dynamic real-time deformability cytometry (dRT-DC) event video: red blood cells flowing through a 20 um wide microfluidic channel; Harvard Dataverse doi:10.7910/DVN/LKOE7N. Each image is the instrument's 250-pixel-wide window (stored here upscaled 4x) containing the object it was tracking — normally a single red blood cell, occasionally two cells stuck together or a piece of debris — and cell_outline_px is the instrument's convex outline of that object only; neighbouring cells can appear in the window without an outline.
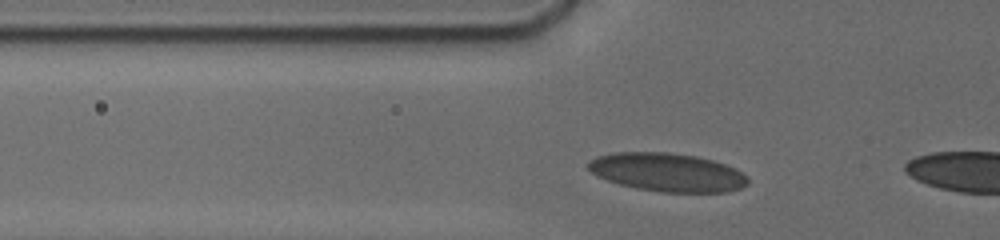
{"species": "human", "species_latin": "Homo sapiens", "temperature_condition": "cold", "stored_images_in_passage": 15, "camera_frame_rate_fps": 3000, "um_per_image_px": 0.085, "donor": {"sex": "male"}, "frame": {"image": 1, "passage_image": 9, "time_ms": 1.333, "image_size_px": [1000, 240], "cell_outline_px": [[748, 184], [740, 188], [728, 192], [660, 192], [636, 188], [620, 184], [596, 176], [588, 168], [588, 160], [596, 156], [616, 152], [668, 152], [696, 156], [712, 160], [724, 164], [740, 172], [748, 180]], "centroid_in_image_um": [56.68, 14.64], "position_along_channel_um": 69.1, "area_um2": 35.6}}